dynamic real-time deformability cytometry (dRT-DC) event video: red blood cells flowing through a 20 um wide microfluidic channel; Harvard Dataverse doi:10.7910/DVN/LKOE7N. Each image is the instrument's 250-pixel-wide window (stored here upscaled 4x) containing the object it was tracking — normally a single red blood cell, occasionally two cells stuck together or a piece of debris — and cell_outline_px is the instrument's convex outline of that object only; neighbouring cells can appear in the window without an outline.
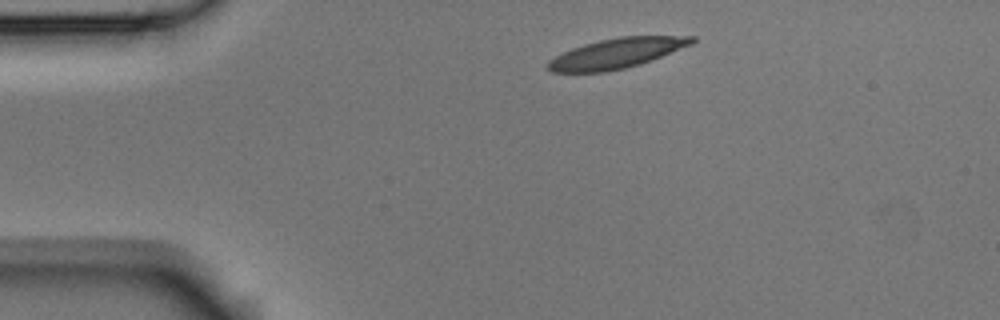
{"species": "Egyptian fruit bat (a non-hibernating species)", "species_latin": "Rousettus aegyptiacus", "temperature_condition": "room temperature", "stored_images_in_passage": 5, "camera_frame_rate_fps": 3000, "um_per_image_px": 0.085, "animal": {"sex": "male"}, "frame": {"image": 1, "passage_image": 1, "time_ms": 0.0, "image_size_px": [1000, 320], "cell_outline_px": [[696, 40], [692, 44], [652, 60], [640, 64], [624, 68], [604, 72], [552, 72], [548, 68], [548, 60], [572, 48], [584, 44], [600, 40], [620, 36], [696, 36]], "centroid_in_image_um": [52.43, 4.52], "position_along_channel_um": 32.6, "area_um2": 24.97}}
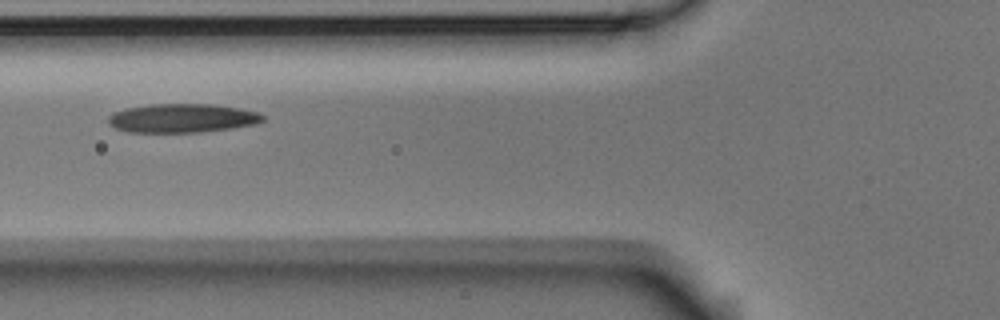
{"frame": {"image": 2, "passage_image": 4, "time_ms": 1.0, "image_size_px": [1000, 320], "cell_outline_px": [[264, 120], [256, 124], [232, 128], [200, 132], [128, 132], [116, 128], [108, 124], [108, 116], [112, 112], [124, 108], [152, 104], [212, 104], [240, 108], [256, 112], [264, 116]], "centroid_in_image_um": [15.45, 10.04], "position_along_channel_um": 110.3, "area_um2": 26.07}}
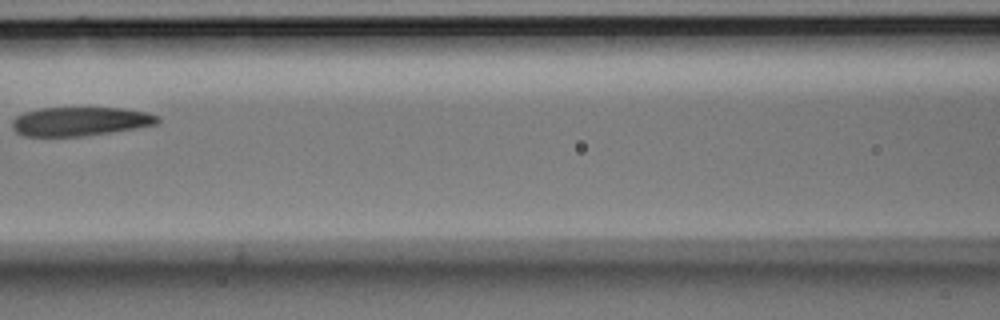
{"frame": {"image": 3, "passage_image": 5, "time_ms": 1.333, "image_size_px": [1000, 320], "cell_outline_px": [[160, 120], [156, 124], [136, 128], [112, 132], [84, 136], [24, 136], [16, 132], [12, 128], [12, 120], [16, 116], [24, 112], [40, 108], [124, 108], [144, 112], [160, 116]], "centroid_in_image_um": [6.8, 10.32], "position_along_channel_um": 159.8, "area_um2": 24.51}}